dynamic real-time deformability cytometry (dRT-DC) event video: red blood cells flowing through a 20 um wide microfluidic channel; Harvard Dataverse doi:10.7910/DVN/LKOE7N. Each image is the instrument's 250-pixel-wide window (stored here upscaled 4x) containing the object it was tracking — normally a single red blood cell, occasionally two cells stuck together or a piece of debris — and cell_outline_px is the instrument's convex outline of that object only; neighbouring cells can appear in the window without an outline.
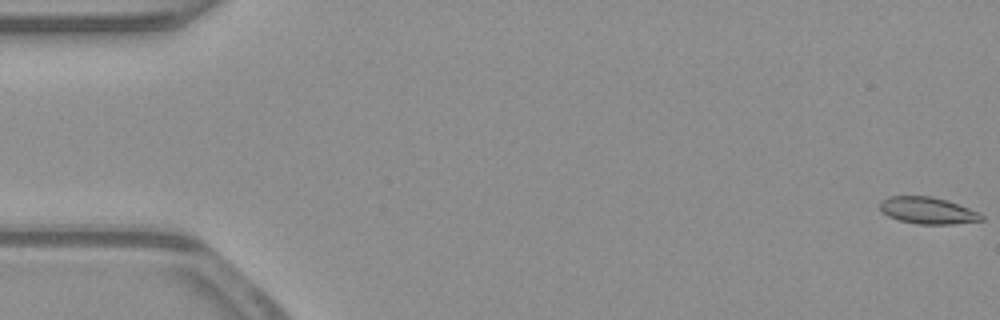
{"species": "common noctule bat (a hibernating species)", "species_latin": "Nyctalus noctula", "temperature_condition": "warm", "stored_images_in_passage": 53, "camera_frame_rate_fps": 3000, "um_per_image_px": 0.085, "animal": {"sex": "male", "body_mass_g": 23.1, "forearm_length_mm": 52.7}, "frame": {"image": 1, "passage_image": 1, "time_ms": 0.0, "image_size_px": [1000, 320], "cell_outline_px": [[984, 220], [952, 224], [916, 224], [900, 220], [888, 216], [880, 208], [880, 200], [888, 196], [932, 196], [948, 200], [980, 212], [984, 216]], "centroid_in_image_um": [78.88, 17.88], "position_along_channel_um": 6.1, "area_um2": 15.95}}
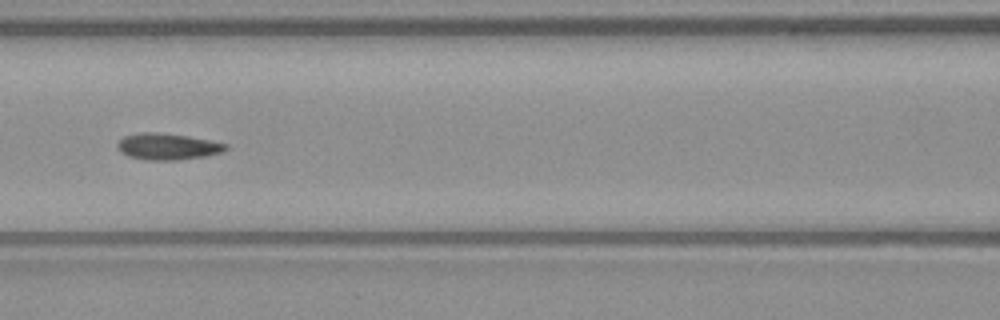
{"frame": {"image": 2, "passage_image": 24, "time_ms": 7.667, "image_size_px": [1000, 320], "cell_outline_px": [[228, 148], [224, 152], [208, 156], [176, 160], [144, 160], [128, 156], [120, 152], [116, 148], [116, 144], [124, 136], [140, 132], [156, 132], [188, 136], [228, 144]], "centroid_in_image_um": [14.24, 12.46], "position_along_channel_um": 152.4, "area_um2": 16.88}}
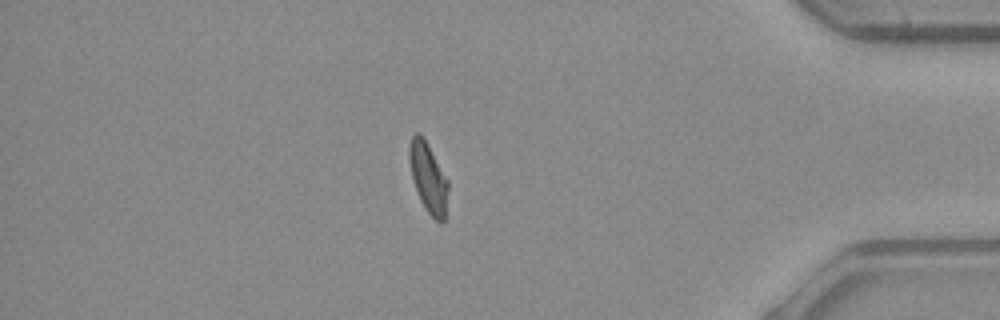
{"frame": {"image": 3, "passage_image": 46, "time_ms": 15.0, "image_size_px": [1000, 320], "cell_outline_px": [[448, 188], [444, 220], [440, 224], [428, 212], [420, 200], [412, 176], [408, 156], [408, 148], [412, 136], [416, 132], [420, 132], [448, 180]], "centroid_in_image_um": [36.39, 15.09], "position_along_channel_um": 398.8, "area_um2": 15.43}, "authors_computed_cell_mechanics": {"area_um2": 16.0106, "velocity_mm_per_s": 3.9275, "shape_relaxation_time_tau1_ms": null, "shape_relaxation_time_tau2_ms": 1.9279, "deformation_change_tau1": null, "deformation_change_tau2": 0.0618}}